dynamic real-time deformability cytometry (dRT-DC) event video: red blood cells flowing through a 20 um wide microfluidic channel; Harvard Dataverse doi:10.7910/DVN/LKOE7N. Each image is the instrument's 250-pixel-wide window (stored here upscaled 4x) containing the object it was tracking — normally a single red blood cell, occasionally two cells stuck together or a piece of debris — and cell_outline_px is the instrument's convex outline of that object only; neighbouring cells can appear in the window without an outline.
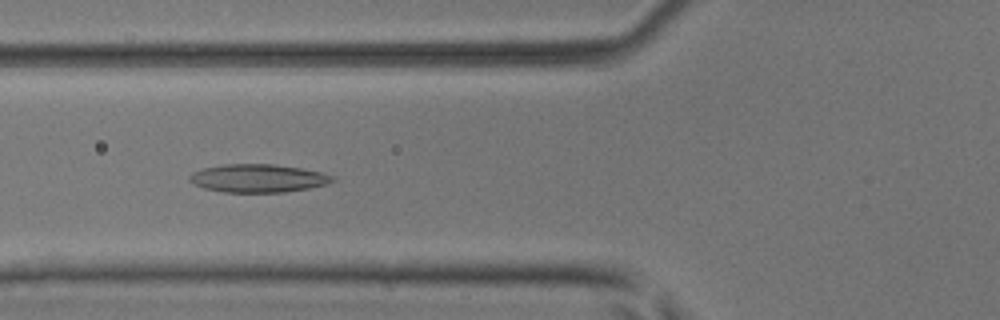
{"species": "common noctule bat (a hibernating species)", "species_latin": "Nyctalus noctula", "temperature_condition": "room temperature", "stored_images_in_passage": 7, "camera_frame_rate_fps": 3000, "um_per_image_px": 0.085, "animal": {"sex": "male", "body_mass_g": 17.9, "forearm_length_mm": 54.2}, "frame": {"image": 1, "passage_image": 5, "time_ms": 1.333, "image_size_px": [1000, 320], "cell_outline_px": [[336, 180], [328, 184], [308, 188], [284, 192], [224, 192], [204, 188], [188, 180], [188, 176], [192, 172], [204, 168], [224, 164], [272, 164], [300, 168], [324, 172], [332, 176]], "centroid_in_image_um": [21.95, 15.15], "position_along_channel_um": 103.9, "area_um2": 23.41}}
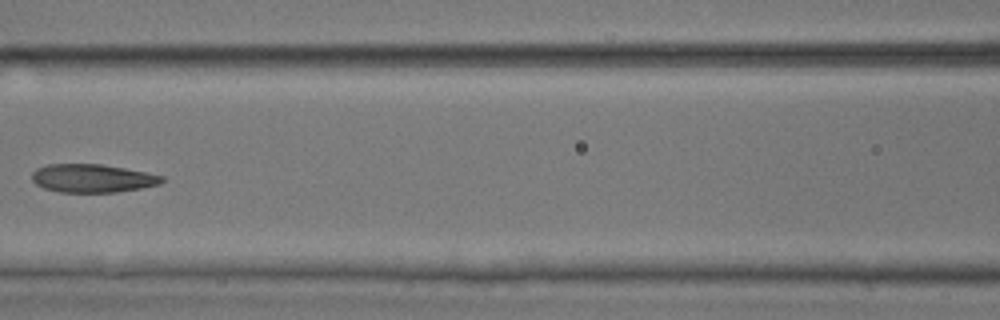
{"frame": {"image": 2, "passage_image": 6, "time_ms": 1.667, "image_size_px": [1000, 320], "cell_outline_px": [[164, 180], [160, 184], [140, 188], [116, 192], [60, 192], [44, 188], [36, 184], [32, 180], [32, 172], [36, 168], [48, 164], [100, 164], [124, 168], [164, 176]], "centroid_in_image_um": [7.83, 15.15], "position_along_channel_um": 158.8, "area_um2": 21.33}}